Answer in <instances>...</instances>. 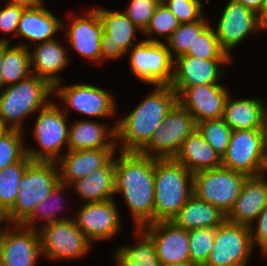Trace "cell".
I'll use <instances>...</instances> for the list:
<instances>
[{
  "label": "cell",
  "mask_w": 267,
  "mask_h": 266,
  "mask_svg": "<svg viewBox=\"0 0 267 266\" xmlns=\"http://www.w3.org/2000/svg\"><path fill=\"white\" fill-rule=\"evenodd\" d=\"M119 194L128 207L132 228L154 223L153 158L140 152L116 151L115 195Z\"/></svg>",
  "instance_id": "cell-1"
},
{
  "label": "cell",
  "mask_w": 267,
  "mask_h": 266,
  "mask_svg": "<svg viewBox=\"0 0 267 266\" xmlns=\"http://www.w3.org/2000/svg\"><path fill=\"white\" fill-rule=\"evenodd\" d=\"M135 107L118 117L116 147L118 151L140 152L150 141L166 116L178 103V95L170 85H152Z\"/></svg>",
  "instance_id": "cell-2"
},
{
  "label": "cell",
  "mask_w": 267,
  "mask_h": 266,
  "mask_svg": "<svg viewBox=\"0 0 267 266\" xmlns=\"http://www.w3.org/2000/svg\"><path fill=\"white\" fill-rule=\"evenodd\" d=\"M54 97V87L31 74L0 92V119L8 130L25 132L26 119H32ZM25 126V127H24Z\"/></svg>",
  "instance_id": "cell-3"
},
{
  "label": "cell",
  "mask_w": 267,
  "mask_h": 266,
  "mask_svg": "<svg viewBox=\"0 0 267 266\" xmlns=\"http://www.w3.org/2000/svg\"><path fill=\"white\" fill-rule=\"evenodd\" d=\"M194 174L175 159H154V223L172 221L193 193Z\"/></svg>",
  "instance_id": "cell-4"
},
{
  "label": "cell",
  "mask_w": 267,
  "mask_h": 266,
  "mask_svg": "<svg viewBox=\"0 0 267 266\" xmlns=\"http://www.w3.org/2000/svg\"><path fill=\"white\" fill-rule=\"evenodd\" d=\"M64 81L54 86V100L61 107L63 112L70 118V111H74L79 116L85 118H95L109 120L114 118L118 123V102L113 93L94 83H70ZM57 100V101H56Z\"/></svg>",
  "instance_id": "cell-5"
},
{
  "label": "cell",
  "mask_w": 267,
  "mask_h": 266,
  "mask_svg": "<svg viewBox=\"0 0 267 266\" xmlns=\"http://www.w3.org/2000/svg\"><path fill=\"white\" fill-rule=\"evenodd\" d=\"M32 119L35 124L30 135L38 146H27L26 142L27 156L32 161L57 162L67 149L70 118L52 100Z\"/></svg>",
  "instance_id": "cell-6"
},
{
  "label": "cell",
  "mask_w": 267,
  "mask_h": 266,
  "mask_svg": "<svg viewBox=\"0 0 267 266\" xmlns=\"http://www.w3.org/2000/svg\"><path fill=\"white\" fill-rule=\"evenodd\" d=\"M60 183L57 162L32 161L19 184L17 199L9 210L14 224H21Z\"/></svg>",
  "instance_id": "cell-7"
},
{
  "label": "cell",
  "mask_w": 267,
  "mask_h": 266,
  "mask_svg": "<svg viewBox=\"0 0 267 266\" xmlns=\"http://www.w3.org/2000/svg\"><path fill=\"white\" fill-rule=\"evenodd\" d=\"M38 231L42 257L47 261L72 262L85 258L94 248V244L77 227L73 218L54 221Z\"/></svg>",
  "instance_id": "cell-8"
},
{
  "label": "cell",
  "mask_w": 267,
  "mask_h": 266,
  "mask_svg": "<svg viewBox=\"0 0 267 266\" xmlns=\"http://www.w3.org/2000/svg\"><path fill=\"white\" fill-rule=\"evenodd\" d=\"M247 178L244 173L222 166L199 171L194 174L193 193L227 216L236 203Z\"/></svg>",
  "instance_id": "cell-9"
},
{
  "label": "cell",
  "mask_w": 267,
  "mask_h": 266,
  "mask_svg": "<svg viewBox=\"0 0 267 266\" xmlns=\"http://www.w3.org/2000/svg\"><path fill=\"white\" fill-rule=\"evenodd\" d=\"M83 12V13H82ZM73 11L63 19V35L72 52L95 65L102 64L103 23L95 7ZM81 13V14H79ZM68 18V20H66ZM65 34V35H64Z\"/></svg>",
  "instance_id": "cell-10"
},
{
  "label": "cell",
  "mask_w": 267,
  "mask_h": 266,
  "mask_svg": "<svg viewBox=\"0 0 267 266\" xmlns=\"http://www.w3.org/2000/svg\"><path fill=\"white\" fill-rule=\"evenodd\" d=\"M132 75L146 85H170L173 80V65L165 42L142 40L128 52Z\"/></svg>",
  "instance_id": "cell-11"
},
{
  "label": "cell",
  "mask_w": 267,
  "mask_h": 266,
  "mask_svg": "<svg viewBox=\"0 0 267 266\" xmlns=\"http://www.w3.org/2000/svg\"><path fill=\"white\" fill-rule=\"evenodd\" d=\"M221 11L212 27L221 48L233 59L235 57L232 52H236V48L249 36L267 32L259 21L258 14L235 0H228Z\"/></svg>",
  "instance_id": "cell-12"
},
{
  "label": "cell",
  "mask_w": 267,
  "mask_h": 266,
  "mask_svg": "<svg viewBox=\"0 0 267 266\" xmlns=\"http://www.w3.org/2000/svg\"><path fill=\"white\" fill-rule=\"evenodd\" d=\"M196 129L193 115L177 103L140 153L153 159H174Z\"/></svg>",
  "instance_id": "cell-13"
},
{
  "label": "cell",
  "mask_w": 267,
  "mask_h": 266,
  "mask_svg": "<svg viewBox=\"0 0 267 266\" xmlns=\"http://www.w3.org/2000/svg\"><path fill=\"white\" fill-rule=\"evenodd\" d=\"M255 250L249 226L225 220L216 227L213 248L204 266H250Z\"/></svg>",
  "instance_id": "cell-14"
},
{
  "label": "cell",
  "mask_w": 267,
  "mask_h": 266,
  "mask_svg": "<svg viewBox=\"0 0 267 266\" xmlns=\"http://www.w3.org/2000/svg\"><path fill=\"white\" fill-rule=\"evenodd\" d=\"M94 7L99 11L103 23L101 36L102 64L112 60L118 61L124 55L126 57L127 52L142 41V39L138 41L137 37V34H142V31L132 23L122 9L110 10L100 5Z\"/></svg>",
  "instance_id": "cell-15"
},
{
  "label": "cell",
  "mask_w": 267,
  "mask_h": 266,
  "mask_svg": "<svg viewBox=\"0 0 267 266\" xmlns=\"http://www.w3.org/2000/svg\"><path fill=\"white\" fill-rule=\"evenodd\" d=\"M222 167L249 176L267 173L260 129L232 131Z\"/></svg>",
  "instance_id": "cell-16"
},
{
  "label": "cell",
  "mask_w": 267,
  "mask_h": 266,
  "mask_svg": "<svg viewBox=\"0 0 267 266\" xmlns=\"http://www.w3.org/2000/svg\"><path fill=\"white\" fill-rule=\"evenodd\" d=\"M117 199H110L102 202L81 204L76 211H73V219L77 227L94 244L102 241H111L120 235L123 226L120 209Z\"/></svg>",
  "instance_id": "cell-17"
},
{
  "label": "cell",
  "mask_w": 267,
  "mask_h": 266,
  "mask_svg": "<svg viewBox=\"0 0 267 266\" xmlns=\"http://www.w3.org/2000/svg\"><path fill=\"white\" fill-rule=\"evenodd\" d=\"M178 95V103L189 111L196 123L223 117L227 96L226 84L171 86Z\"/></svg>",
  "instance_id": "cell-18"
},
{
  "label": "cell",
  "mask_w": 267,
  "mask_h": 266,
  "mask_svg": "<svg viewBox=\"0 0 267 266\" xmlns=\"http://www.w3.org/2000/svg\"><path fill=\"white\" fill-rule=\"evenodd\" d=\"M41 257L38 230L21 224L4 229L0 266H37Z\"/></svg>",
  "instance_id": "cell-19"
},
{
  "label": "cell",
  "mask_w": 267,
  "mask_h": 266,
  "mask_svg": "<svg viewBox=\"0 0 267 266\" xmlns=\"http://www.w3.org/2000/svg\"><path fill=\"white\" fill-rule=\"evenodd\" d=\"M51 39L33 45L30 50L31 73L48 81L53 87L63 82L62 72L70 68L73 57L65 37ZM65 40V42H64Z\"/></svg>",
  "instance_id": "cell-20"
},
{
  "label": "cell",
  "mask_w": 267,
  "mask_h": 266,
  "mask_svg": "<svg viewBox=\"0 0 267 266\" xmlns=\"http://www.w3.org/2000/svg\"><path fill=\"white\" fill-rule=\"evenodd\" d=\"M233 60H204L182 55L174 59L173 80L170 86H196L222 83ZM225 68V69H224Z\"/></svg>",
  "instance_id": "cell-21"
},
{
  "label": "cell",
  "mask_w": 267,
  "mask_h": 266,
  "mask_svg": "<svg viewBox=\"0 0 267 266\" xmlns=\"http://www.w3.org/2000/svg\"><path fill=\"white\" fill-rule=\"evenodd\" d=\"M45 4L23 11L16 33V38H21V42L18 40L16 45L29 49L35 44L57 38V35L59 37V33L63 31V19L45 7Z\"/></svg>",
  "instance_id": "cell-22"
},
{
  "label": "cell",
  "mask_w": 267,
  "mask_h": 266,
  "mask_svg": "<svg viewBox=\"0 0 267 266\" xmlns=\"http://www.w3.org/2000/svg\"><path fill=\"white\" fill-rule=\"evenodd\" d=\"M142 229L153 239L162 265L190 261L188 230L177 227L172 221L147 224Z\"/></svg>",
  "instance_id": "cell-23"
},
{
  "label": "cell",
  "mask_w": 267,
  "mask_h": 266,
  "mask_svg": "<svg viewBox=\"0 0 267 266\" xmlns=\"http://www.w3.org/2000/svg\"><path fill=\"white\" fill-rule=\"evenodd\" d=\"M117 124L95 119H73L69 123L67 150L116 147Z\"/></svg>",
  "instance_id": "cell-24"
},
{
  "label": "cell",
  "mask_w": 267,
  "mask_h": 266,
  "mask_svg": "<svg viewBox=\"0 0 267 266\" xmlns=\"http://www.w3.org/2000/svg\"><path fill=\"white\" fill-rule=\"evenodd\" d=\"M117 148L80 149L66 151L57 161L60 183L72 182L88 176L103 167L116 153Z\"/></svg>",
  "instance_id": "cell-25"
},
{
  "label": "cell",
  "mask_w": 267,
  "mask_h": 266,
  "mask_svg": "<svg viewBox=\"0 0 267 266\" xmlns=\"http://www.w3.org/2000/svg\"><path fill=\"white\" fill-rule=\"evenodd\" d=\"M267 206V173L249 176L226 220L249 226Z\"/></svg>",
  "instance_id": "cell-26"
},
{
  "label": "cell",
  "mask_w": 267,
  "mask_h": 266,
  "mask_svg": "<svg viewBox=\"0 0 267 266\" xmlns=\"http://www.w3.org/2000/svg\"><path fill=\"white\" fill-rule=\"evenodd\" d=\"M266 105L265 97L242 98L240 95L235 97L230 93L225 102L222 118L232 131L260 129Z\"/></svg>",
  "instance_id": "cell-27"
},
{
  "label": "cell",
  "mask_w": 267,
  "mask_h": 266,
  "mask_svg": "<svg viewBox=\"0 0 267 266\" xmlns=\"http://www.w3.org/2000/svg\"><path fill=\"white\" fill-rule=\"evenodd\" d=\"M70 187L82 204L115 199V154L103 167L72 182Z\"/></svg>",
  "instance_id": "cell-28"
},
{
  "label": "cell",
  "mask_w": 267,
  "mask_h": 266,
  "mask_svg": "<svg viewBox=\"0 0 267 266\" xmlns=\"http://www.w3.org/2000/svg\"><path fill=\"white\" fill-rule=\"evenodd\" d=\"M192 174L221 167L222 158L196 129L181 145L174 158Z\"/></svg>",
  "instance_id": "cell-29"
},
{
  "label": "cell",
  "mask_w": 267,
  "mask_h": 266,
  "mask_svg": "<svg viewBox=\"0 0 267 266\" xmlns=\"http://www.w3.org/2000/svg\"><path fill=\"white\" fill-rule=\"evenodd\" d=\"M134 244L113 248L112 257L121 266H162L153 239L142 229L133 228Z\"/></svg>",
  "instance_id": "cell-30"
},
{
  "label": "cell",
  "mask_w": 267,
  "mask_h": 266,
  "mask_svg": "<svg viewBox=\"0 0 267 266\" xmlns=\"http://www.w3.org/2000/svg\"><path fill=\"white\" fill-rule=\"evenodd\" d=\"M226 220V215L217 207L193 194L179 210L172 222L185 230L216 228Z\"/></svg>",
  "instance_id": "cell-31"
},
{
  "label": "cell",
  "mask_w": 267,
  "mask_h": 266,
  "mask_svg": "<svg viewBox=\"0 0 267 266\" xmlns=\"http://www.w3.org/2000/svg\"><path fill=\"white\" fill-rule=\"evenodd\" d=\"M69 190H72L70 185L59 183L43 201L34 207L32 213L21 223V225L34 230H40L45 225L54 221L73 218V214L60 215L63 211H67L66 208L69 207L65 204L66 202H64L66 200L64 199V196L66 197V195H70Z\"/></svg>",
  "instance_id": "cell-32"
},
{
  "label": "cell",
  "mask_w": 267,
  "mask_h": 266,
  "mask_svg": "<svg viewBox=\"0 0 267 266\" xmlns=\"http://www.w3.org/2000/svg\"><path fill=\"white\" fill-rule=\"evenodd\" d=\"M1 71L4 87L31 75L30 50L14 43L2 44Z\"/></svg>",
  "instance_id": "cell-33"
},
{
  "label": "cell",
  "mask_w": 267,
  "mask_h": 266,
  "mask_svg": "<svg viewBox=\"0 0 267 266\" xmlns=\"http://www.w3.org/2000/svg\"><path fill=\"white\" fill-rule=\"evenodd\" d=\"M205 14L200 20L192 23H181L180 26L165 41L172 59L185 55L198 36L209 24ZM208 20V21H207Z\"/></svg>",
  "instance_id": "cell-34"
},
{
  "label": "cell",
  "mask_w": 267,
  "mask_h": 266,
  "mask_svg": "<svg viewBox=\"0 0 267 266\" xmlns=\"http://www.w3.org/2000/svg\"><path fill=\"white\" fill-rule=\"evenodd\" d=\"M32 160L26 155L21 161L6 166L0 171V203L10 210L18 195V187L26 167Z\"/></svg>",
  "instance_id": "cell-35"
},
{
  "label": "cell",
  "mask_w": 267,
  "mask_h": 266,
  "mask_svg": "<svg viewBox=\"0 0 267 266\" xmlns=\"http://www.w3.org/2000/svg\"><path fill=\"white\" fill-rule=\"evenodd\" d=\"M180 24L172 11L164 3H160L146 29L142 32V37H144L142 39L165 42Z\"/></svg>",
  "instance_id": "cell-36"
},
{
  "label": "cell",
  "mask_w": 267,
  "mask_h": 266,
  "mask_svg": "<svg viewBox=\"0 0 267 266\" xmlns=\"http://www.w3.org/2000/svg\"><path fill=\"white\" fill-rule=\"evenodd\" d=\"M185 55L204 60H234L221 48L211 23L196 36L193 47Z\"/></svg>",
  "instance_id": "cell-37"
},
{
  "label": "cell",
  "mask_w": 267,
  "mask_h": 266,
  "mask_svg": "<svg viewBox=\"0 0 267 266\" xmlns=\"http://www.w3.org/2000/svg\"><path fill=\"white\" fill-rule=\"evenodd\" d=\"M197 130L222 158L228 149L232 129L223 118L197 123Z\"/></svg>",
  "instance_id": "cell-38"
},
{
  "label": "cell",
  "mask_w": 267,
  "mask_h": 266,
  "mask_svg": "<svg viewBox=\"0 0 267 266\" xmlns=\"http://www.w3.org/2000/svg\"><path fill=\"white\" fill-rule=\"evenodd\" d=\"M24 134L21 130H7L0 136V171L27 155Z\"/></svg>",
  "instance_id": "cell-39"
},
{
  "label": "cell",
  "mask_w": 267,
  "mask_h": 266,
  "mask_svg": "<svg viewBox=\"0 0 267 266\" xmlns=\"http://www.w3.org/2000/svg\"><path fill=\"white\" fill-rule=\"evenodd\" d=\"M190 261L198 266H204L213 248L216 228H197L188 231Z\"/></svg>",
  "instance_id": "cell-40"
},
{
  "label": "cell",
  "mask_w": 267,
  "mask_h": 266,
  "mask_svg": "<svg viewBox=\"0 0 267 266\" xmlns=\"http://www.w3.org/2000/svg\"><path fill=\"white\" fill-rule=\"evenodd\" d=\"M210 0H165L164 4L172 11L180 23H192L204 16L203 9Z\"/></svg>",
  "instance_id": "cell-41"
},
{
  "label": "cell",
  "mask_w": 267,
  "mask_h": 266,
  "mask_svg": "<svg viewBox=\"0 0 267 266\" xmlns=\"http://www.w3.org/2000/svg\"><path fill=\"white\" fill-rule=\"evenodd\" d=\"M128 2L123 12L143 32L160 3L156 0H129Z\"/></svg>",
  "instance_id": "cell-42"
},
{
  "label": "cell",
  "mask_w": 267,
  "mask_h": 266,
  "mask_svg": "<svg viewBox=\"0 0 267 266\" xmlns=\"http://www.w3.org/2000/svg\"><path fill=\"white\" fill-rule=\"evenodd\" d=\"M25 7L6 3L0 8V44L12 43V38L16 36L19 20ZM5 36V37H4Z\"/></svg>",
  "instance_id": "cell-43"
},
{
  "label": "cell",
  "mask_w": 267,
  "mask_h": 266,
  "mask_svg": "<svg viewBox=\"0 0 267 266\" xmlns=\"http://www.w3.org/2000/svg\"><path fill=\"white\" fill-rule=\"evenodd\" d=\"M253 247L258 250L260 257L267 259V206L258 217L249 225Z\"/></svg>",
  "instance_id": "cell-44"
},
{
  "label": "cell",
  "mask_w": 267,
  "mask_h": 266,
  "mask_svg": "<svg viewBox=\"0 0 267 266\" xmlns=\"http://www.w3.org/2000/svg\"><path fill=\"white\" fill-rule=\"evenodd\" d=\"M260 130H261V135H262V147H263V152L265 155V159L267 162V105L264 111V115H263V119H262V123L260 126Z\"/></svg>",
  "instance_id": "cell-45"
},
{
  "label": "cell",
  "mask_w": 267,
  "mask_h": 266,
  "mask_svg": "<svg viewBox=\"0 0 267 266\" xmlns=\"http://www.w3.org/2000/svg\"><path fill=\"white\" fill-rule=\"evenodd\" d=\"M44 1L45 0H5L4 3L19 5L25 8H35L44 4Z\"/></svg>",
  "instance_id": "cell-46"
},
{
  "label": "cell",
  "mask_w": 267,
  "mask_h": 266,
  "mask_svg": "<svg viewBox=\"0 0 267 266\" xmlns=\"http://www.w3.org/2000/svg\"><path fill=\"white\" fill-rule=\"evenodd\" d=\"M13 224L10 219L9 210L0 203V229L9 228Z\"/></svg>",
  "instance_id": "cell-47"
},
{
  "label": "cell",
  "mask_w": 267,
  "mask_h": 266,
  "mask_svg": "<svg viewBox=\"0 0 267 266\" xmlns=\"http://www.w3.org/2000/svg\"><path fill=\"white\" fill-rule=\"evenodd\" d=\"M257 14L260 11L263 0H235Z\"/></svg>",
  "instance_id": "cell-48"
},
{
  "label": "cell",
  "mask_w": 267,
  "mask_h": 266,
  "mask_svg": "<svg viewBox=\"0 0 267 266\" xmlns=\"http://www.w3.org/2000/svg\"><path fill=\"white\" fill-rule=\"evenodd\" d=\"M258 17L261 24L267 29V0H263Z\"/></svg>",
  "instance_id": "cell-49"
},
{
  "label": "cell",
  "mask_w": 267,
  "mask_h": 266,
  "mask_svg": "<svg viewBox=\"0 0 267 266\" xmlns=\"http://www.w3.org/2000/svg\"><path fill=\"white\" fill-rule=\"evenodd\" d=\"M1 69H2V44H0V92L4 88Z\"/></svg>",
  "instance_id": "cell-50"
},
{
  "label": "cell",
  "mask_w": 267,
  "mask_h": 266,
  "mask_svg": "<svg viewBox=\"0 0 267 266\" xmlns=\"http://www.w3.org/2000/svg\"><path fill=\"white\" fill-rule=\"evenodd\" d=\"M162 266H198L191 261L188 262H181V263H175V264H170V265H162Z\"/></svg>",
  "instance_id": "cell-51"
},
{
  "label": "cell",
  "mask_w": 267,
  "mask_h": 266,
  "mask_svg": "<svg viewBox=\"0 0 267 266\" xmlns=\"http://www.w3.org/2000/svg\"><path fill=\"white\" fill-rule=\"evenodd\" d=\"M3 240H4V229H0V262H1Z\"/></svg>",
  "instance_id": "cell-52"
},
{
  "label": "cell",
  "mask_w": 267,
  "mask_h": 266,
  "mask_svg": "<svg viewBox=\"0 0 267 266\" xmlns=\"http://www.w3.org/2000/svg\"><path fill=\"white\" fill-rule=\"evenodd\" d=\"M8 129L3 125L1 119H0V136L6 132Z\"/></svg>",
  "instance_id": "cell-53"
},
{
  "label": "cell",
  "mask_w": 267,
  "mask_h": 266,
  "mask_svg": "<svg viewBox=\"0 0 267 266\" xmlns=\"http://www.w3.org/2000/svg\"><path fill=\"white\" fill-rule=\"evenodd\" d=\"M112 260V262H114L113 264L115 265V266H121L120 264H118L113 258L111 259Z\"/></svg>",
  "instance_id": "cell-54"
},
{
  "label": "cell",
  "mask_w": 267,
  "mask_h": 266,
  "mask_svg": "<svg viewBox=\"0 0 267 266\" xmlns=\"http://www.w3.org/2000/svg\"><path fill=\"white\" fill-rule=\"evenodd\" d=\"M158 3H164L165 0H156Z\"/></svg>",
  "instance_id": "cell-55"
}]
</instances>
